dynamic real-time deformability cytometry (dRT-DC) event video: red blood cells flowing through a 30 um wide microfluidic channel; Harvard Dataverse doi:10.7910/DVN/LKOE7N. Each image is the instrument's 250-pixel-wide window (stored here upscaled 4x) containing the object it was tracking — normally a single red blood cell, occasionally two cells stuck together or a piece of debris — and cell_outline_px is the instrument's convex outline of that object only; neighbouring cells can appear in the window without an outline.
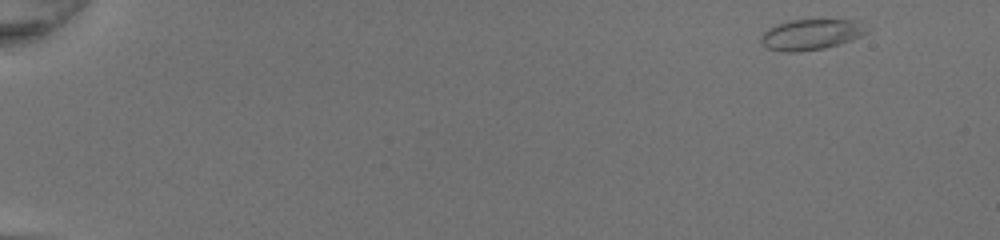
{"species": "common noctule bat (a hibernating species)", "species_latin": "Nyctalus noctula", "temperature_condition": "room temperature", "stored_images_in_passage": 47, "camera_frame_rate_fps": 3000, "um_per_image_px": 0.085, "animal": {"sex": "female", "body_mass_g": 20.0, "forearm_length_mm": 54.0}, "frame": {"image": 1, "passage_image": 1, "time_ms": 0.0, "image_size_px": [1000, 240], "cell_outline_px": [[872, 28], [868, 32], [852, 40], [840, 44], [824, 48], [800, 52], [784, 52], [768, 48], [760, 40], [760, 36], [768, 28], [776, 24], [788, 20], [820, 16], [856, 20]], "centroid_in_image_um": [69.02, 2.86], "position_along_channel_um": 16.0, "area_um2": 20.11}}
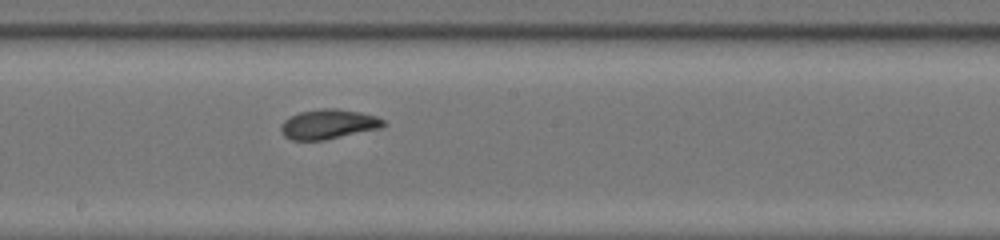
{"frame": {"image": 2, "passage_image": 27, "time_ms": 8.667, "image_size_px": [1000, 240], "cell_outline_px": [[388, 124], [384, 128], [324, 140], [292, 140], [284, 136], [280, 132], [280, 124], [288, 116], [300, 112], [324, 108], [336, 108], [360, 112], [376, 116], [384, 120]], "centroid_in_image_um": [27.93, 10.56], "position_along_channel_um": 220.3, "area_um2": 18.09}}
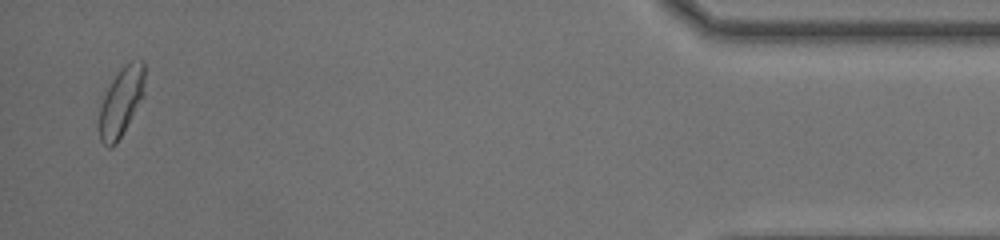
{"frame": {"image": 3, "passage_image": 46, "time_ms": 15.0, "image_size_px": [1000, 240], "cell_outline_px": [[144, 96], [116, 144], [112, 148], [108, 148], [100, 140], [100, 108], [104, 96], [112, 80], [124, 64], [128, 60], [144, 60]], "centroid_in_image_um": [10.32, 8.62], "position_along_channel_um": 424.9, "area_um2": 18.09}, "authors_computed_cell_mechanics": {"area_um2": 17.9758, "velocity_mm_per_s": 4.2973, "shape_relaxation_time_tau1_ms": 6.8672, "shape_relaxation_time_tau2_ms": 1.5758, "deformation_change_tau1": 0.1919, "deformation_change_tau2": 0.0614}}